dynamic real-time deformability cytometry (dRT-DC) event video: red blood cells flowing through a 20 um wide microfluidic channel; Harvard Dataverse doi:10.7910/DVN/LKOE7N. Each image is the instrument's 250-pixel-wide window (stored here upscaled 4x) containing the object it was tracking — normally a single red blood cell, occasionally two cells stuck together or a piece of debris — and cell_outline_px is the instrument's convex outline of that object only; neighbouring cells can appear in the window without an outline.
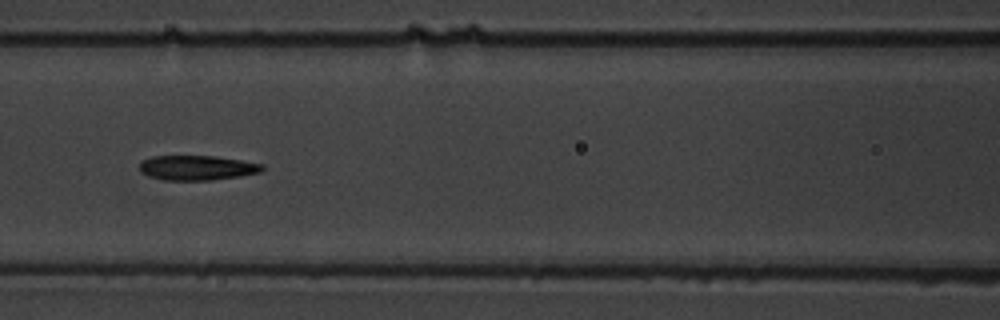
{"species": "common noctule bat (a hibernating species)", "species_latin": "Nyctalus noctula", "temperature_condition": "warm", "stored_images_in_passage": 11, "camera_frame_rate_fps": 3000, "um_per_image_px": 0.085, "animal": {"sex": "male", "body_mass_g": 19.5, "forearm_length_mm": 54.6}, "frame": {"image": 1, "passage_image": 7, "time_ms": 7.667, "image_size_px": [1000, 320], "cell_outline_px": [[264, 168], [260, 172], [240, 176], [212, 180], [164, 180], [148, 176], [140, 172], [140, 160], [152, 156], [216, 156], [264, 164]], "centroid_in_image_um": [16.72, 14.26], "position_along_channel_um": 149.9, "area_um2": 17.8}}
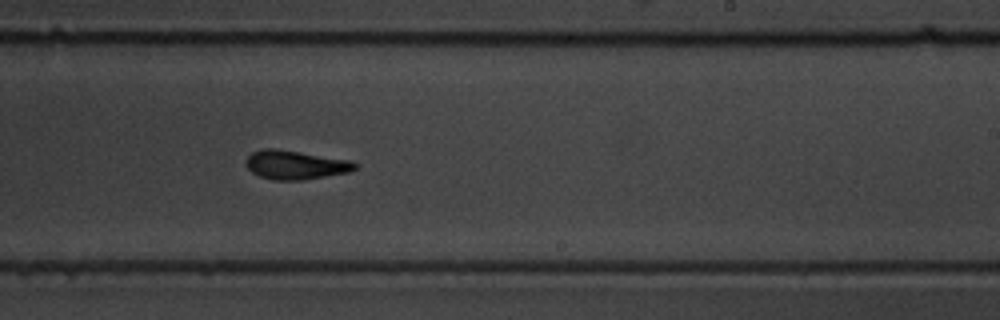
{"frame": {"image": 2, "passage_image": 10, "time_ms": 11.0, "image_size_px": [1000, 320], "cell_outline_px": [[356, 168], [348, 172], [300, 180], [272, 180], [260, 176], [252, 172], [244, 164], [244, 160], [252, 152], [264, 148], [272, 148], [300, 152], [352, 160], [356, 164]], "centroid_in_image_um": [25.06, 14.0], "position_along_channel_um": 263.9, "area_um2": 18.26}}
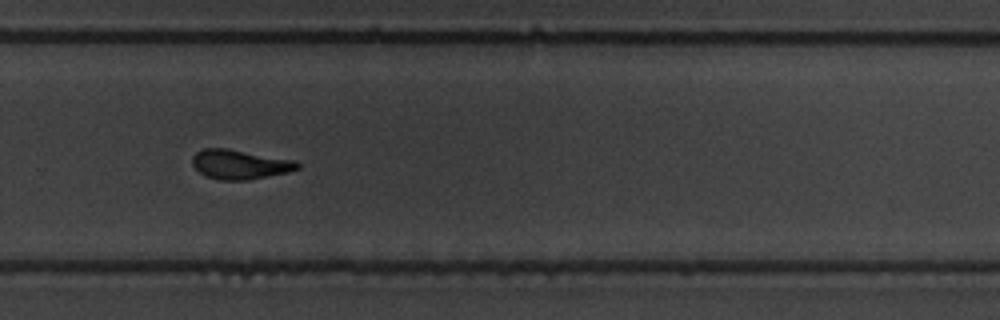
{"frame": {"image": 3, "passage_image": 11, "time_ms": 12.333, "image_size_px": [1000, 320], "cell_outline_px": [[300, 168], [288, 172], [248, 180], [220, 180], [208, 176], [200, 172], [192, 164], [192, 156], [196, 152], [204, 148], [228, 148], [292, 160], [300, 164]], "centroid_in_image_um": [20.37, 13.97], "position_along_channel_um": 309.4, "area_um2": 17.86}}